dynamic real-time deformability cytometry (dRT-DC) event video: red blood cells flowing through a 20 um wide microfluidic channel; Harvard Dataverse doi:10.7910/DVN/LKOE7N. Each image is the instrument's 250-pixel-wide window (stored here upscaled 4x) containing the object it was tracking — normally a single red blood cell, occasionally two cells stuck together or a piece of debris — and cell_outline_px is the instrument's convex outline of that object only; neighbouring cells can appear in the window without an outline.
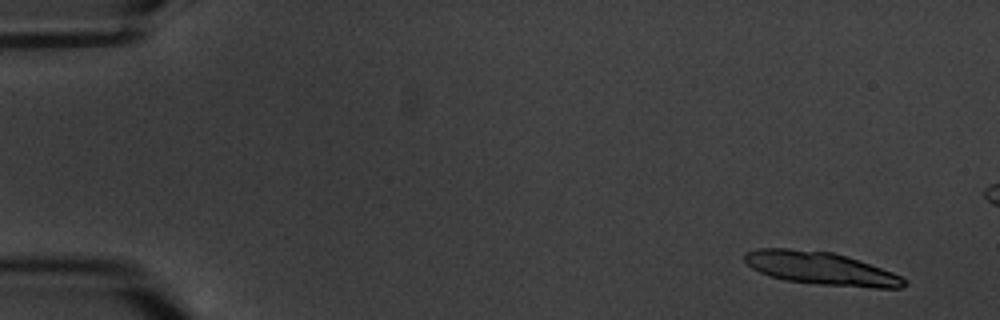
{"species": "common noctule bat (a hibernating species)", "species_latin": "Nyctalus noctula", "temperature_condition": "warm", "stored_images_in_passage": 6, "camera_frame_rate_fps": 3000, "um_per_image_px": 0.085, "animal": {"sex": "male", "body_mass_g": 20.1, "forearm_length_mm": 53.5}, "frame": {"image": 1, "passage_image": 1, "time_ms": 0.0, "image_size_px": [1000, 320], "cell_outline_px": [[908, 284], [900, 288], [872, 288], [820, 284], [784, 280], [760, 272], [752, 268], [744, 260], [744, 252], [756, 248], [788, 248], [832, 252], [892, 272], [908, 280]], "centroid_in_image_um": [69.75, 22.81], "position_along_channel_um": 15.2, "area_um2": 30.35}}